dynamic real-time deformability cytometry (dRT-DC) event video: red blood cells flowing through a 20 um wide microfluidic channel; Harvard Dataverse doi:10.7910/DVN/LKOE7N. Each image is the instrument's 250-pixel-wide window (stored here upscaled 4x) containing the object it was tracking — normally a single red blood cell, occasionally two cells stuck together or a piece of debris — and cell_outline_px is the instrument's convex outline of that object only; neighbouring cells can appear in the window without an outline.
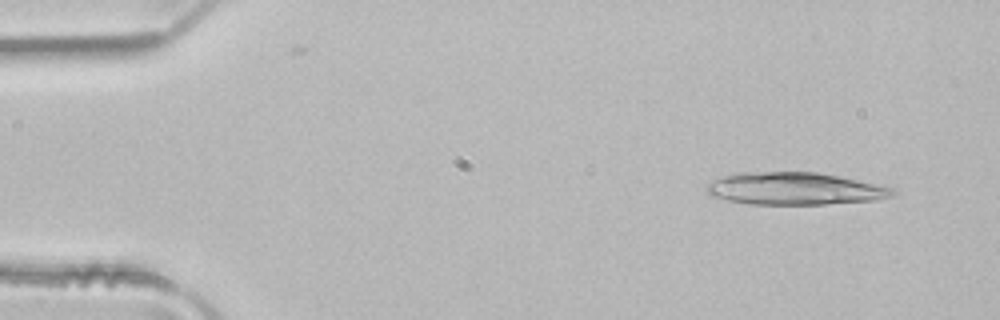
{"species": "common noctule bat (a hibernating species)", "species_latin": "Nyctalus noctula", "temperature_condition": "room temperature", "stored_images_in_passage": 3, "camera_frame_rate_fps": 3000, "um_per_image_px": 0.085, "animal": {"sex": "male", "body_mass_g": 21.5, "forearm_length_mm": 52.0}, "frame": {"image": 1, "passage_image": 1, "time_ms": 0.0, "image_size_px": [1000, 320], "cell_outline_px": [[896, 192], [892, 196], [876, 200], [824, 204], [748, 204], [728, 200], [712, 196], [704, 188], [712, 180], [720, 176], [740, 172], [816, 172], [896, 188]], "centroid_in_image_um": [67.52, 16.03], "position_along_channel_um": 17.5, "area_um2": 35.03}}